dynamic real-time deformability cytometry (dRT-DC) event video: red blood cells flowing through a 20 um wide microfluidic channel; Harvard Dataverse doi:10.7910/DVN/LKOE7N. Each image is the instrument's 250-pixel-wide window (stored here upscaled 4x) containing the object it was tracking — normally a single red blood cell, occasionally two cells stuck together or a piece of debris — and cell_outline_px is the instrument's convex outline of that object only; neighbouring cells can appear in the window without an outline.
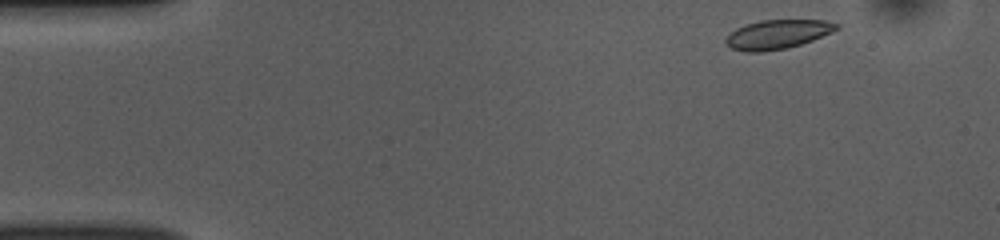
{"species": "common noctule bat (a hibernating species)", "species_latin": "Nyctalus noctula", "temperature_condition": "room temperature", "stored_images_in_passage": 47, "camera_frame_rate_fps": 3000, "um_per_image_px": 0.085, "animal": {"sex": "female", "body_mass_g": 10.0, "forearm_length_mm": 53.1}, "frame": {"image": 1, "passage_image": 1, "time_ms": 0.0, "image_size_px": [1000, 240], "cell_outline_px": [[840, 28], [832, 32], [812, 40], [788, 48], [760, 52], [748, 52], [732, 48], [724, 44], [724, 40], [736, 28], [760, 20], [824, 20], [840, 24]], "centroid_in_image_um": [66.1, 2.92], "position_along_channel_um": 18.9, "area_um2": 18.73}}
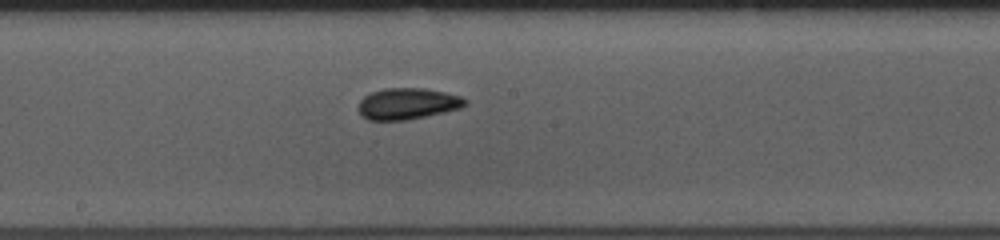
{"frame": {"image": 2, "passage_image": 23, "time_ms": 7.333, "image_size_px": [1000, 240], "cell_outline_px": [[468, 104], [460, 108], [444, 112], [408, 120], [368, 120], [360, 116], [360, 100], [368, 92], [384, 88], [424, 88], [444, 92], [460, 96], [468, 100]], "centroid_in_image_um": [34.64, 8.81], "position_along_channel_um": 213.6, "area_um2": 19.59}}
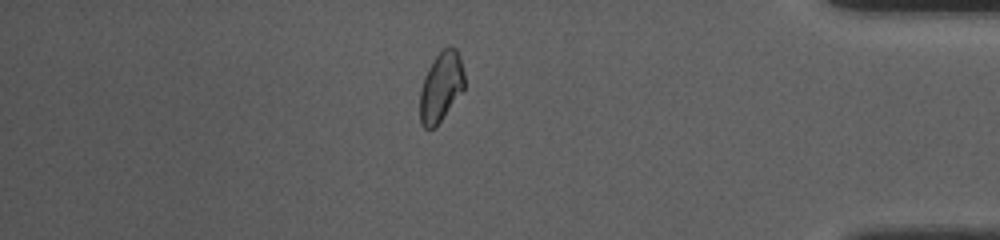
{"frame": {"image": 3, "passage_image": 40, "time_ms": 13.0, "image_size_px": [1000, 240], "cell_outline_px": [[464, 88], [436, 128], [424, 128], [420, 124], [420, 88], [424, 76], [428, 68], [436, 56], [444, 48], [456, 48], [460, 56], [464, 72]], "centroid_in_image_um": [37.47, 7.41], "position_along_channel_um": 397.7, "area_um2": 18.03}, "authors_computed_cell_mechanics": {"area_um2": 18.9584, "velocity_mm_per_s": 3.8518, "shape_relaxation_time_tau1_ms": 3.7163, "shape_relaxation_time_tau2_ms": 1.9326, "deformation_change_tau1": 0.0795, "deformation_change_tau2": 0.0656}}